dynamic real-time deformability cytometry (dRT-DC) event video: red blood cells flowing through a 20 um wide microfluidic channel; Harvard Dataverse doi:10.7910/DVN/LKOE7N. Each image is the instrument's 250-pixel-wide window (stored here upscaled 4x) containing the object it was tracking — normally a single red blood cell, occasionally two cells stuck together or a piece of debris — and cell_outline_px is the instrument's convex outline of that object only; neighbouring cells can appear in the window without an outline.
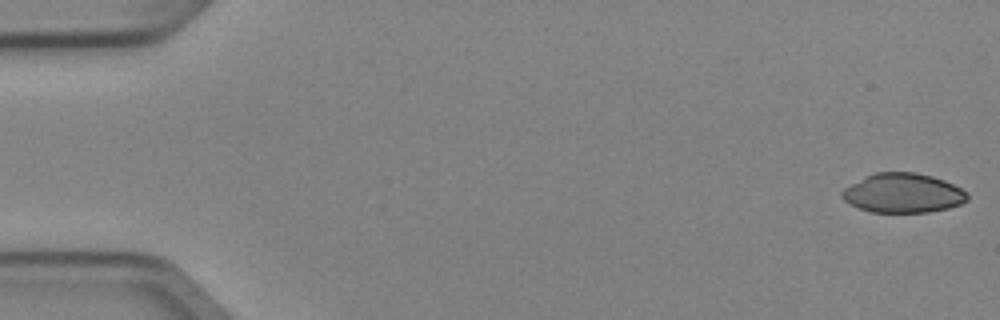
{"species": "Egyptian fruit bat (a non-hibernating species)", "species_latin": "Rousettus aegyptiacus", "temperature_condition": "cold", "stored_images_in_passage": 6, "segment_of_instrument_passage": [1, 2], "camera_frame_rate_fps": 3000, "um_per_image_px": 0.085, "animal": {"sex": "female"}, "frame": {"image": 1, "passage_image": 1, "time_ms": 0.0, "image_size_px": [1000, 320], "cell_outline_px": [[968, 200], [960, 204], [948, 208], [928, 212], [872, 212], [860, 208], [844, 200], [840, 196], [840, 192], [844, 188], [864, 176], [876, 172], [916, 172], [932, 176], [944, 180], [968, 192]], "centroid_in_image_um": [76.75, 16.4], "position_along_channel_um": 8.3, "area_um2": 28.78}}